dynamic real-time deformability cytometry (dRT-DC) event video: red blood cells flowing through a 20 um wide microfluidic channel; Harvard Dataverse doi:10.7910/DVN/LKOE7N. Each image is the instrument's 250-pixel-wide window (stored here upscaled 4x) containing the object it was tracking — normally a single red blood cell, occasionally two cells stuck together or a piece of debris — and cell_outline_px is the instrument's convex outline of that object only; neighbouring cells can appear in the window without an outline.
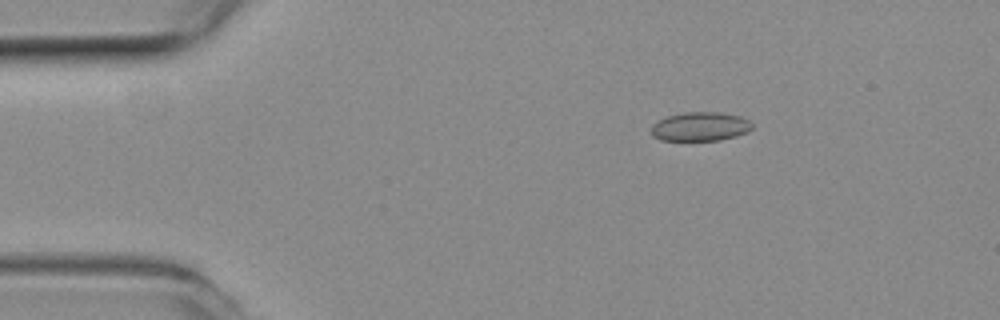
{"species": "common noctule bat (a hibernating species)", "species_latin": "Nyctalus noctula", "temperature_condition": "room temperature", "stored_images_in_passage": 56, "camera_frame_rate_fps": 3000, "um_per_image_px": 0.085, "animal": {"sex": "female", "body_mass_g": 19.3, "forearm_length_mm": 54.1}, "frame": {"image": 1, "passage_image": 9, "time_ms": 2.667, "image_size_px": [1000, 320], "cell_outline_px": [[752, 128], [748, 132], [736, 136], [720, 140], [660, 140], [652, 136], [652, 124], [668, 116], [684, 112], [720, 112], [740, 116], [748, 120], [752, 124]], "centroid_in_image_um": [59.53, 10.76], "position_along_channel_um": 25.5, "area_um2": 16.99}}
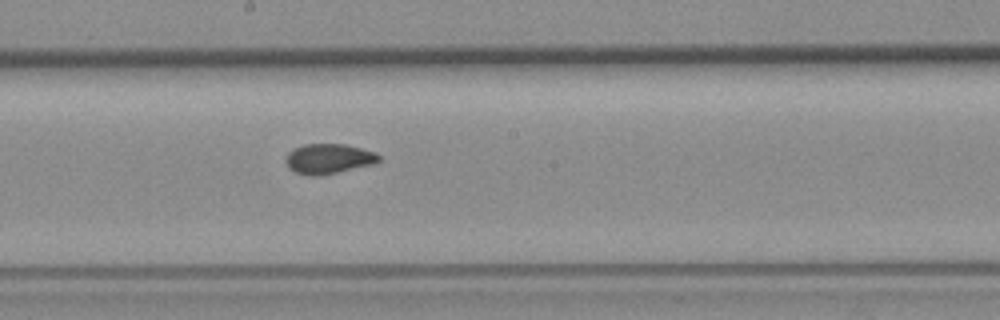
{"frame": {"image": 2, "passage_image": 30, "time_ms": 9.667, "image_size_px": [1000, 320], "cell_outline_px": [[380, 160], [376, 164], [316, 176], [308, 176], [296, 172], [288, 168], [284, 160], [288, 152], [292, 148], [304, 144], [344, 144], [376, 152], [380, 156]], "centroid_in_image_um": [27.91, 13.49], "position_along_channel_um": 220.3, "area_um2": 16.42}}
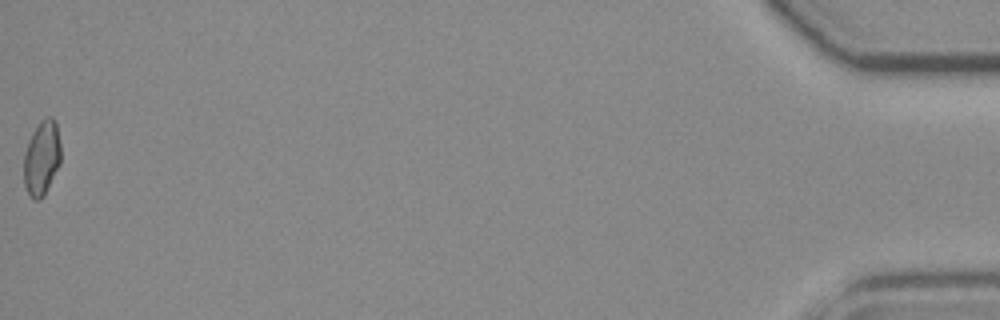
{"frame": {"image": 3, "passage_image": 56, "time_ms": 18.333, "image_size_px": [1000, 320], "cell_outline_px": [[60, 164], [44, 196], [40, 200], [32, 200], [24, 184], [24, 152], [28, 140], [32, 132], [40, 120], [48, 116], [52, 116], [56, 120], [60, 144]], "centroid_in_image_um": [3.55, 13.41], "position_along_channel_um": 431.7, "area_um2": 16.36}, "authors_computed_cell_mechanics": {"area_um2": 16.4441, "velocity_mm_per_s": 3.6766, "shape_relaxation_time_tau1_ms": null, "shape_relaxation_time_tau2_ms": 1.5111, "deformation_change_tau1": null, "deformation_change_tau2": 0.0536}}